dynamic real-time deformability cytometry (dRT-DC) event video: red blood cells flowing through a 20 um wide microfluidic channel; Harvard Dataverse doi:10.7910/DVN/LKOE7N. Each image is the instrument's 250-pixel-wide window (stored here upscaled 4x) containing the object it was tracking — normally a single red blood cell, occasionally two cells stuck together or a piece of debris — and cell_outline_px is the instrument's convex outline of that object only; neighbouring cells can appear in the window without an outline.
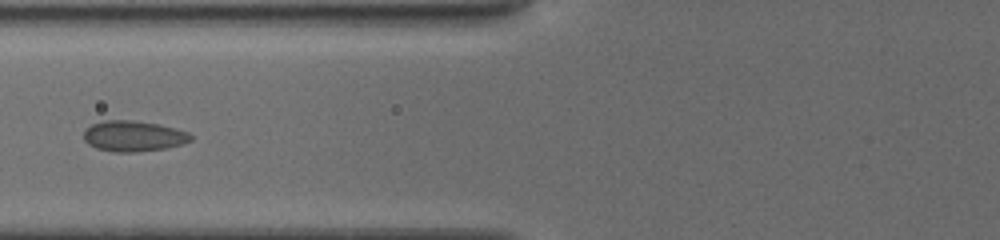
{"species": "common noctule bat (a hibernating species)", "species_latin": "Nyctalus noctula", "temperature_condition": "cold", "stored_images_in_passage": 8, "camera_frame_rate_fps": 3000, "um_per_image_px": 0.085, "animal": {"sex": "female", "body_mass_g": 19.5, "forearm_length_mm": 54.1}, "frame": {"image": 1, "passage_image": 8, "time_ms": 7.667, "image_size_px": [1000, 240], "cell_outline_px": [[192, 140], [184, 144], [164, 148], [132, 152], [112, 152], [96, 148], [88, 144], [84, 140], [84, 128], [92, 124], [104, 120], [132, 120], [160, 124], [176, 128], [188, 132], [192, 136]], "centroid_in_image_um": [11.33, 11.56], "position_along_channel_um": 114.5, "area_um2": 19.31}}